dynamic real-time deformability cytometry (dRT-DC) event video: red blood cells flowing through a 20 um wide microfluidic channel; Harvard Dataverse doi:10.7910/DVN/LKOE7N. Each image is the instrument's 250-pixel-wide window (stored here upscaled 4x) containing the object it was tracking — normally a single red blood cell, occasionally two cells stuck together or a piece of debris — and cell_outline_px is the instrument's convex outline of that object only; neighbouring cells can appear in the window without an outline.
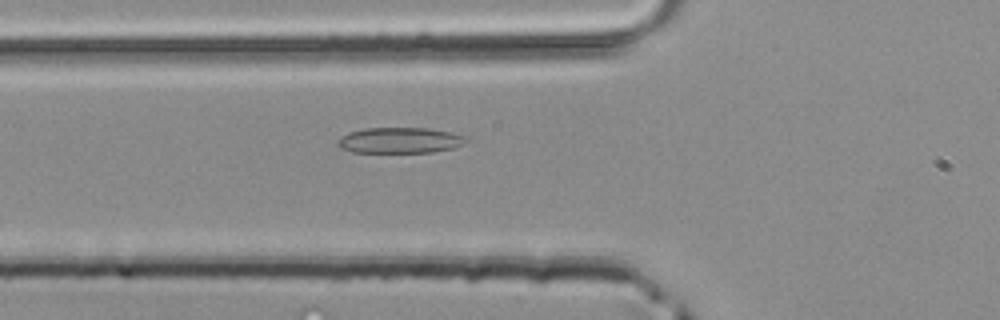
{"species": "common noctule bat (a hibernating species)", "species_latin": "Nyctalus noctula", "temperature_condition": "room temperature", "stored_images_in_passage": 27, "camera_frame_rate_fps": 3000, "um_per_image_px": 0.085, "animal": {"sex": "male", "body_mass_g": 20.4}, "frame": {"image": 1, "passage_image": 2, "time_ms": 0.333, "image_size_px": [1000, 320], "cell_outline_px": [[468, 140], [464, 144], [452, 148], [432, 152], [352, 152], [340, 148], [336, 144], [336, 140], [348, 132], [364, 128], [428, 128], [468, 136]], "centroid_in_image_um": [33.97, 11.92], "position_along_channel_um": 91.8, "area_um2": 19.36}}
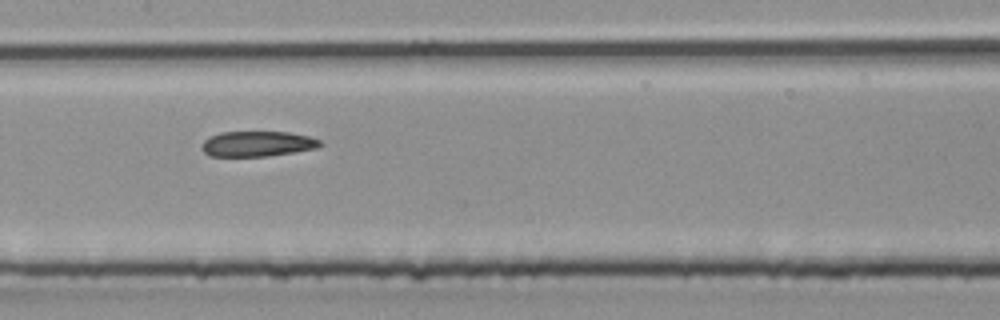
{"frame": {"image": 2, "passage_image": 8, "time_ms": 2.333, "image_size_px": [1000, 320], "cell_outline_px": [[324, 144], [316, 148], [296, 152], [268, 156], [208, 156], [200, 148], [200, 144], [204, 140], [220, 132], [288, 132], [308, 136], [320, 140]], "centroid_in_image_um": [21.87, 12.23], "position_along_channel_um": 185.5, "area_um2": 17.57}}
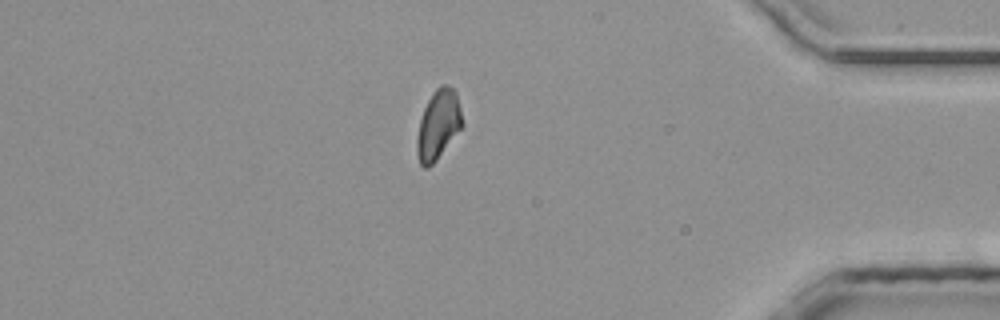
{"frame": {"image": 3, "passage_image": 24, "time_ms": 7.667, "image_size_px": [1000, 320], "cell_outline_px": [[464, 124], [436, 160], [428, 168], [424, 168], [420, 164], [416, 152], [416, 140], [420, 120], [424, 108], [432, 92], [440, 84], [448, 84], [456, 92]], "centroid_in_image_um": [37.24, 10.58], "position_along_channel_um": 398.0, "area_um2": 18.32}}